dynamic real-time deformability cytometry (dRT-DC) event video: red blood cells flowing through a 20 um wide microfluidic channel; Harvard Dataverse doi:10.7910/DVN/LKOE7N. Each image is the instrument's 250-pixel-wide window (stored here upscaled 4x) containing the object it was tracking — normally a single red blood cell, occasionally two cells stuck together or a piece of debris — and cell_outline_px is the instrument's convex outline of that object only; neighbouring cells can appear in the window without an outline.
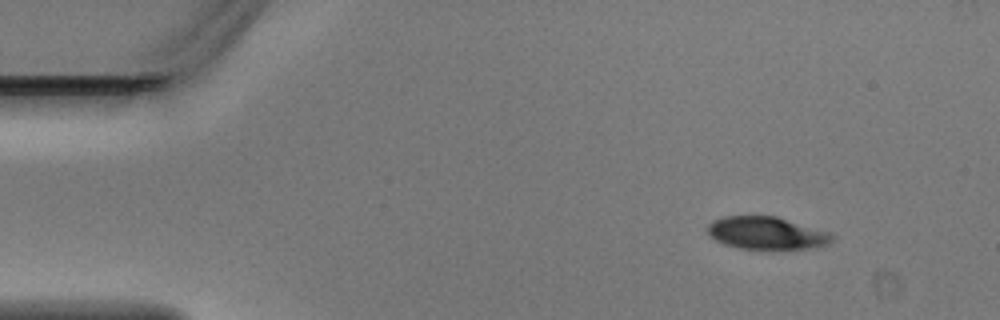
{"species": "Egyptian fruit bat (a non-hibernating species)", "species_latin": "Rousettus aegyptiacus", "temperature_condition": "warm", "stored_images_in_passage": 4, "camera_frame_rate_fps": 3000, "um_per_image_px": 0.085, "animal": {"sex": "male"}, "frame": {"image": 1, "passage_image": 2, "time_ms": 0.333, "image_size_px": [1000, 320], "cell_outline_px": [[836, 236], [828, 244], [808, 248], [740, 248], [724, 244], [716, 240], [708, 232], [708, 224], [712, 220], [724, 216], [776, 216], [828, 232]], "centroid_in_image_um": [65.14, 19.79], "position_along_channel_um": 19.9, "area_um2": 23.18}}